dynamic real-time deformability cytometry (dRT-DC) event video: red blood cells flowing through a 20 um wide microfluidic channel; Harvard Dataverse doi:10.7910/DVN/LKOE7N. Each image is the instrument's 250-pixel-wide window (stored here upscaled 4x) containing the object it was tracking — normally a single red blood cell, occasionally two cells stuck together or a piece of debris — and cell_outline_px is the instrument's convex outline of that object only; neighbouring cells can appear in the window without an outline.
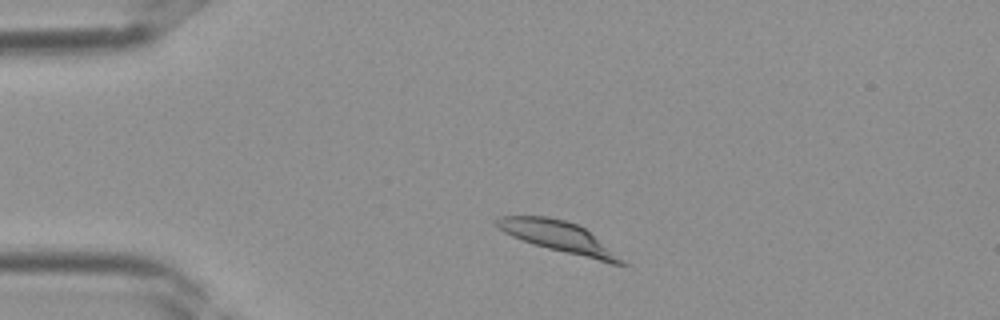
{"species": "Egyptian fruit bat (a non-hibernating species)", "species_latin": "Rousettus aegyptiacus", "temperature_condition": "room temperature", "stored_images_in_passage": 34, "camera_frame_rate_fps": 3000, "um_per_image_px": 0.085, "frame": {"image": 1, "passage_image": 4, "time_ms": 1.0, "image_size_px": [1000, 320], "cell_outline_px": [[628, 264], [612, 264], [532, 244], [512, 236], [496, 228], [492, 220], [500, 216], [548, 216], [564, 220], [576, 224], [584, 228], [624, 260]], "centroid_in_image_um": [47.38, 20.11], "position_along_channel_um": 37.6, "area_um2": 22.2}}
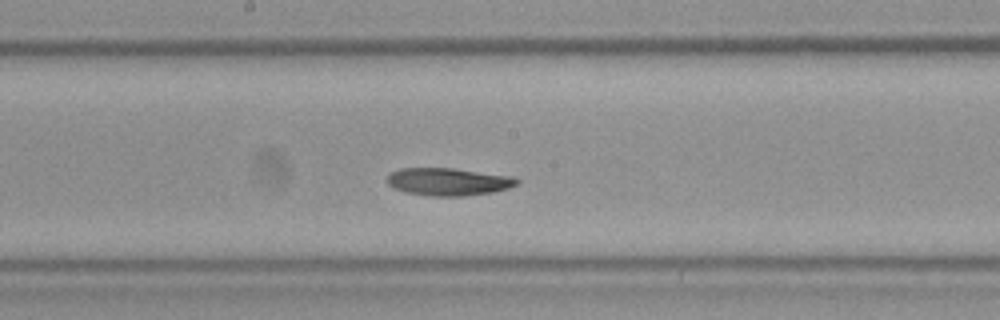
{"frame": {"image": 2, "passage_image": 16, "time_ms": 5.0, "image_size_px": [1000, 320], "cell_outline_px": [[520, 180], [516, 184], [508, 188], [492, 192], [464, 196], [432, 196], [408, 192], [396, 188], [388, 184], [388, 176], [392, 172], [400, 168], [452, 168], [516, 176]], "centroid_in_image_um": [38.17, 15.43], "position_along_channel_um": 210.0, "area_um2": 20.75}}
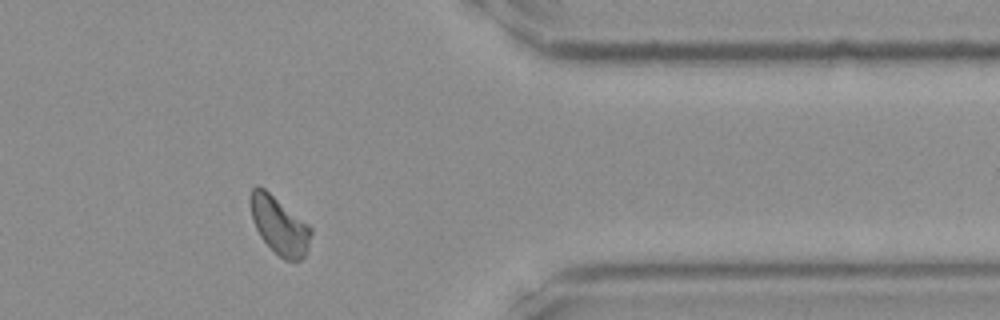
{"frame": {"image": 3, "passage_image": 27, "time_ms": 8.667, "image_size_px": [1000, 320], "cell_outline_px": [[312, 232], [304, 256], [300, 260], [284, 260], [260, 236], [252, 220], [248, 200], [248, 196], [252, 188], [256, 184], [264, 188], [308, 224], [312, 228]], "centroid_in_image_um": [23.7, 19.11], "position_along_channel_um": 387.7, "area_um2": 20.17}}